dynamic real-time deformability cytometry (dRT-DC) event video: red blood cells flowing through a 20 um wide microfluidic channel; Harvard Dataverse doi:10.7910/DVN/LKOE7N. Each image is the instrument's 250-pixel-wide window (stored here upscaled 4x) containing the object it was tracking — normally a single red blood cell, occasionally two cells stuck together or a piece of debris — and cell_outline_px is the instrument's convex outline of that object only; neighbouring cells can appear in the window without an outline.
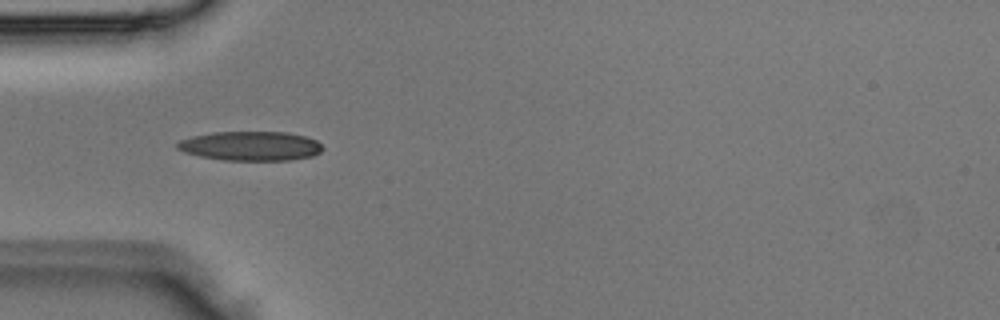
{"species": "Egyptian fruit bat (a non-hibernating species)", "species_latin": "Rousettus aegyptiacus", "temperature_condition": "room temperature", "stored_images_in_passage": 1, "camera_frame_rate_fps": 3000, "um_per_image_px": 0.085, "animal": {"sex": "male"}, "frame": {"image": 1, "passage_image": 1, "time_ms": 0.0, "image_size_px": [1000, 320], "cell_outline_px": [[324, 148], [320, 152], [312, 156], [292, 160], [224, 160], [200, 156], [184, 152], [176, 148], [176, 144], [180, 140], [192, 136], [212, 132], [288, 132], [304, 136], [316, 140]], "centroid_in_image_um": [21.3, 12.41], "position_along_channel_um": 63.7, "area_um2": 24.85}}